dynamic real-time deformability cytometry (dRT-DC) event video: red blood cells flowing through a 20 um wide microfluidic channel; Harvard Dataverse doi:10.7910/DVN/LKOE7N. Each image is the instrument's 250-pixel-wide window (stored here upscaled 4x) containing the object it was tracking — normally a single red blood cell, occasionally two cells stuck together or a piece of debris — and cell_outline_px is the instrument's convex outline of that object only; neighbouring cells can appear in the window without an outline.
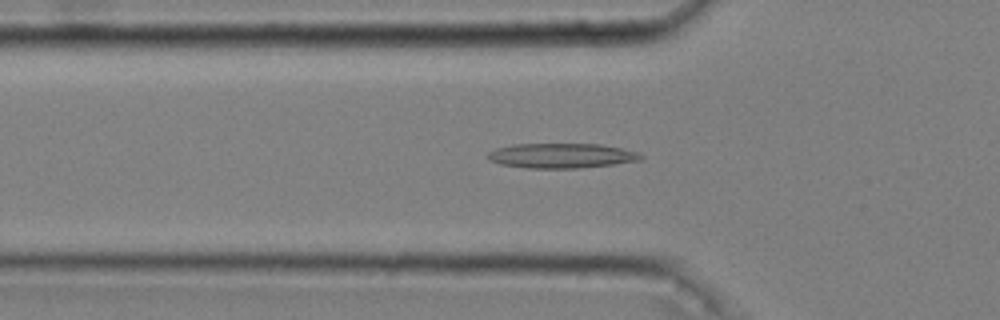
{"species": "common noctule bat (a hibernating species)", "species_latin": "Nyctalus noctula", "temperature_condition": "cold", "stored_images_in_passage": 44, "camera_frame_rate_fps": 3000, "um_per_image_px": 0.085, "animal": {"sex": "male", "body_mass_g": 20.4}, "frame": {"image": 1, "passage_image": 10, "time_ms": 3.0, "image_size_px": [1000, 320], "cell_outline_px": [[644, 156], [640, 160], [612, 164], [576, 168], [524, 168], [500, 164], [492, 160], [488, 156], [488, 152], [496, 148], [512, 144], [600, 144], [640, 152]], "centroid_in_image_um": [47.73, 13.23], "position_along_channel_um": 78.1, "area_um2": 22.02}}
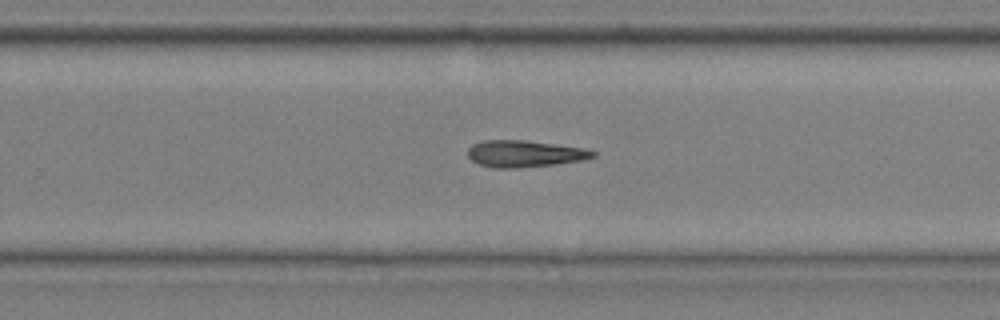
{"frame": {"image": 2, "passage_image": 27, "time_ms": 8.667, "image_size_px": [1000, 320], "cell_outline_px": [[596, 156], [580, 160], [556, 164], [516, 168], [496, 168], [480, 164], [472, 160], [468, 156], [468, 148], [472, 144], [484, 140], [528, 140], [584, 148], [596, 152]], "centroid_in_image_um": [44.58, 13.05], "position_along_channel_um": 285.2, "area_um2": 19.42}}
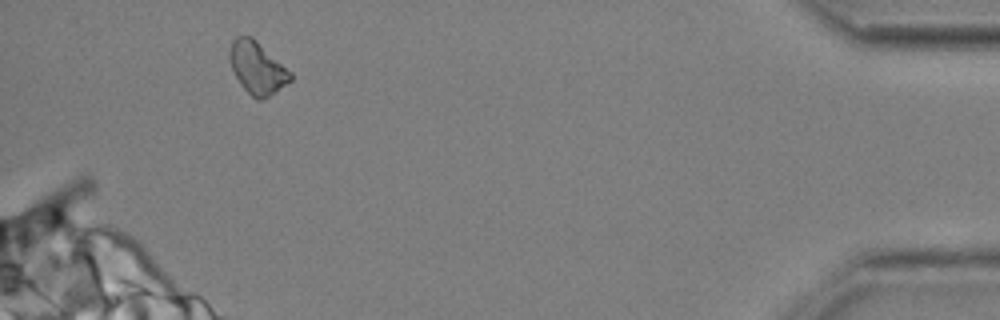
{"frame": {"image": 3, "passage_image": 42, "time_ms": 13.667, "image_size_px": [1000, 320], "cell_outline_px": [[292, 80], [276, 92], [260, 100], [256, 100], [240, 84], [228, 60], [228, 52], [232, 40], [236, 36], [252, 36], [292, 72]], "centroid_in_image_um": [21.86, 5.75], "position_along_channel_um": 413.3, "area_um2": 18.61}}